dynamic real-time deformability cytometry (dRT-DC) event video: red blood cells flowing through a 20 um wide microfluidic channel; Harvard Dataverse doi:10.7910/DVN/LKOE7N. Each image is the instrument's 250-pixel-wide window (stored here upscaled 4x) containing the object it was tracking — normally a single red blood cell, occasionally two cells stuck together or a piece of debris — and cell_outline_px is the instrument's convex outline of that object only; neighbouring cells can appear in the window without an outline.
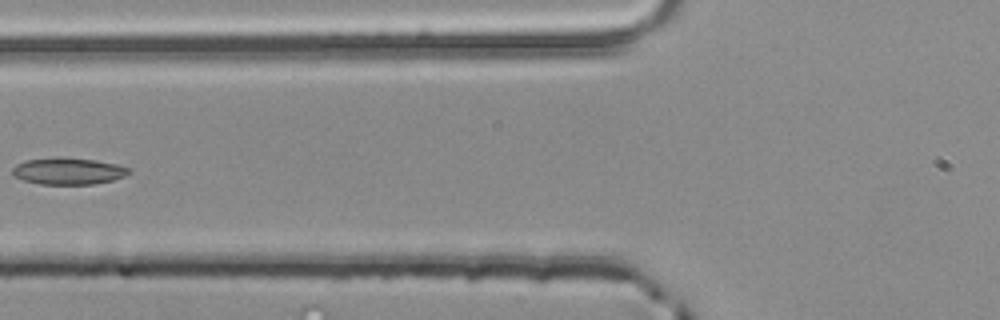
{"species": "common noctule bat (a hibernating species)", "species_latin": "Nyctalus noctula", "temperature_condition": "room temperature", "stored_images_in_passage": 4, "camera_frame_rate_fps": 3000, "um_per_image_px": 0.085, "animal": {"sex": "male", "body_mass_g": 20.4}, "frame": {"image": 1, "passage_image": 4, "time_ms": 1.0, "image_size_px": [1000, 320], "cell_outline_px": [[132, 172], [124, 176], [112, 180], [92, 184], [40, 184], [24, 180], [12, 176], [12, 168], [16, 164], [24, 160], [56, 156], [60, 156], [96, 160], [120, 164], [132, 168]], "centroid_in_image_um": [5.81, 14.52], "position_along_channel_um": 120.0, "area_um2": 18.61}}